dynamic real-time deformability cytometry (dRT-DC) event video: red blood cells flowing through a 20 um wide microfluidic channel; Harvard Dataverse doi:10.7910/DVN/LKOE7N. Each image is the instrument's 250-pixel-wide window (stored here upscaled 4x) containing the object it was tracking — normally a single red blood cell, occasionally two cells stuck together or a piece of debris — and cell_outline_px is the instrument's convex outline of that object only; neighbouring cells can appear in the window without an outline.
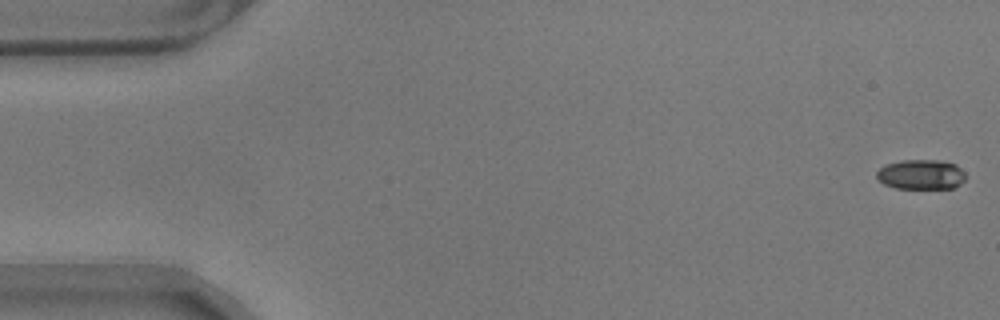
{"species": "common noctule bat (a hibernating species)", "species_latin": "Nyctalus noctula", "temperature_condition": "warm", "stored_images_in_passage": 14, "segment_of_instrument_passage": [1, 2], "camera_frame_rate_fps": 3000, "um_per_image_px": 0.085, "animal": {"sex": "male", "body_mass_g": 17.9}, "frame": {"image": 1, "passage_image": 1, "time_ms": 0.0, "image_size_px": [1000, 320], "cell_outline_px": [[964, 180], [960, 184], [952, 188], [896, 188], [884, 184], [876, 176], [876, 172], [884, 164], [900, 160], [936, 160], [956, 164], [964, 172]], "centroid_in_image_um": [78.26, 14.82], "position_along_channel_um": 6.7, "area_um2": 15.43}}